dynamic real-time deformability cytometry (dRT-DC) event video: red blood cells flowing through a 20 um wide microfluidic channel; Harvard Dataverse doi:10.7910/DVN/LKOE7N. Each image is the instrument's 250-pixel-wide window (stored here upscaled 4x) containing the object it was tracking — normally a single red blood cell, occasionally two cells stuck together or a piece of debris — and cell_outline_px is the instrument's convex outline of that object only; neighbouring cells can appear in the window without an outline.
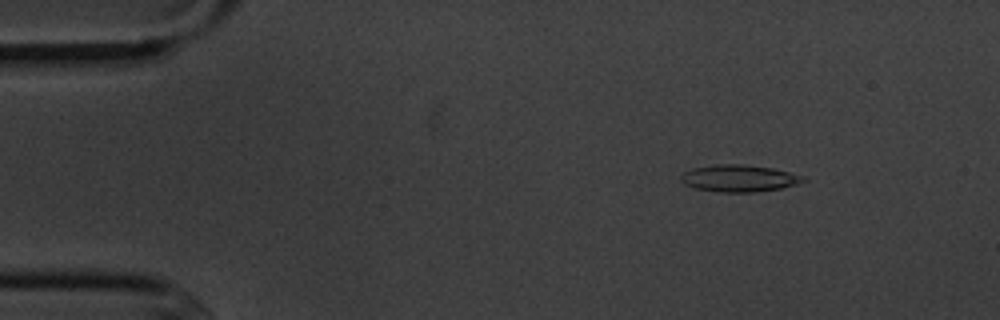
{"species": "common noctule bat (a hibernating species)", "species_latin": "Nyctalus noctula", "temperature_condition": "cold", "stored_images_in_passage": 5, "camera_frame_rate_fps": 3000, "um_per_image_px": 0.085, "animal": {"sex": "male", "body_mass_g": 20.1, "forearm_length_mm": 53.5}, "frame": {"image": 1, "passage_image": 2, "time_ms": 1.333, "image_size_px": [1000, 320], "cell_outline_px": [[808, 180], [796, 184], [780, 188], [756, 192], [720, 192], [696, 188], [684, 184], [680, 180], [680, 176], [684, 172], [692, 168], [716, 164], [744, 164], [772, 168], [804, 176]], "centroid_in_image_um": [62.81, 15.15], "position_along_channel_um": 22.2, "area_um2": 19.19}}